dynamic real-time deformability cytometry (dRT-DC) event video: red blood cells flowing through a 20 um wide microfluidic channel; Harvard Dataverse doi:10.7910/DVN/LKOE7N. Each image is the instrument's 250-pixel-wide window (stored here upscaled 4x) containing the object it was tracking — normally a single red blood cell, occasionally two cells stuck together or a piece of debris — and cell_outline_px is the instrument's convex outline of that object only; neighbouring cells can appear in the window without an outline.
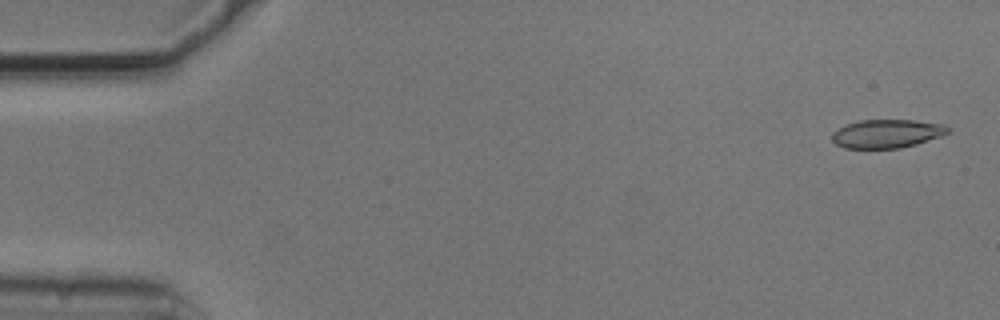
{"species": "common noctule bat (a hibernating species)", "species_latin": "Nyctalus noctula", "temperature_condition": "cold", "stored_images_in_passage": 5, "camera_frame_rate_fps": 3000, "um_per_image_px": 0.085, "animal": {"sex": "male", "body_mass_g": 20.5, "forearm_length_mm": 52.5}, "frame": {"image": 1, "passage_image": 1, "time_ms": 0.0, "image_size_px": [1000, 320], "cell_outline_px": [[952, 128], [948, 132], [940, 136], [916, 144], [900, 148], [844, 148], [836, 144], [832, 140], [832, 132], [848, 124], [860, 120], [912, 120], [944, 124]], "centroid_in_image_um": [75.4, 11.36], "position_along_channel_um": 9.6, "area_um2": 19.13}}
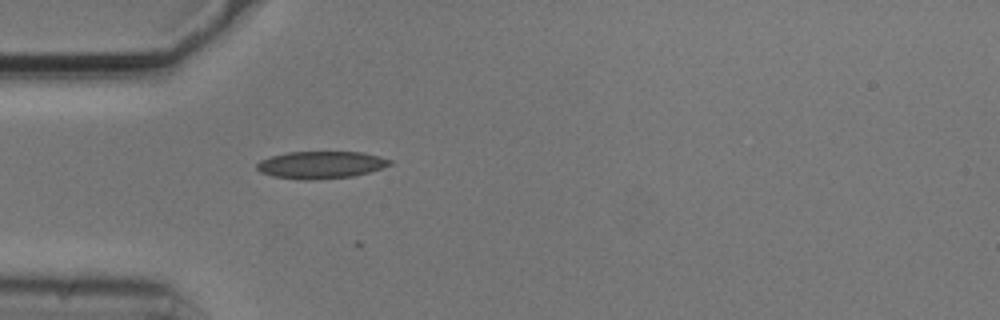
{"frame": {"image": 2, "passage_image": 5, "time_ms": 1.333, "image_size_px": [1000, 320], "cell_outline_px": [[392, 164], [368, 172], [352, 176], [320, 180], [300, 180], [272, 176], [260, 172], [256, 168], [256, 164], [260, 160], [272, 156], [288, 152], [364, 152], [380, 156], [392, 160]], "centroid_in_image_um": [27.26, 14.02], "position_along_channel_um": 57.7, "area_um2": 21.27}}